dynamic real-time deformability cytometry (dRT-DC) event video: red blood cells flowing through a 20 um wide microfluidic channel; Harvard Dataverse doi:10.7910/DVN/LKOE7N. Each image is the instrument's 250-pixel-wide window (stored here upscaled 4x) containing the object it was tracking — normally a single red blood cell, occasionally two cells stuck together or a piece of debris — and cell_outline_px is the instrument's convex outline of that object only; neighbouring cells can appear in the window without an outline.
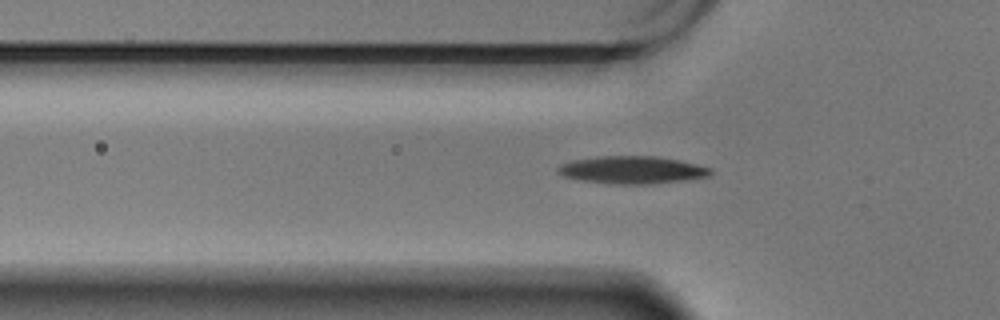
{"species": "Egyptian fruit bat (a non-hibernating species)", "species_latin": "Rousettus aegyptiacus", "temperature_condition": "warm", "stored_images_in_passage": 52, "camera_frame_rate_fps": 3000, "um_per_image_px": 0.085, "animal": {"sex": "male"}, "frame": {"image": 1, "passage_image": 19, "time_ms": 6.0, "image_size_px": [1000, 320], "cell_outline_px": [[712, 172], [708, 176], [688, 180], [652, 184], [612, 184], [580, 180], [564, 176], [556, 172], [556, 168], [560, 164], [572, 160], [600, 156], [656, 156], [696, 164], [712, 168]], "centroid_in_image_um": [53.71, 14.45], "position_along_channel_um": 72.1, "area_um2": 24.62}}
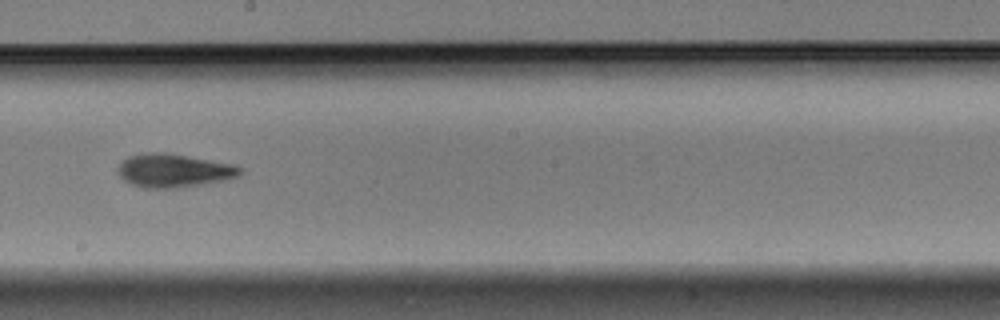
{"frame": {"image": 2, "passage_image": 33, "time_ms": 10.667, "image_size_px": [1000, 320], "cell_outline_px": [[244, 168], [240, 176], [224, 180], [204, 184], [180, 188], [140, 188], [124, 180], [116, 172], [116, 168], [128, 156], [152, 152], [164, 152], [236, 164]], "centroid_in_image_um": [14.8, 14.51], "position_along_channel_um": 233.4, "area_um2": 24.16}}
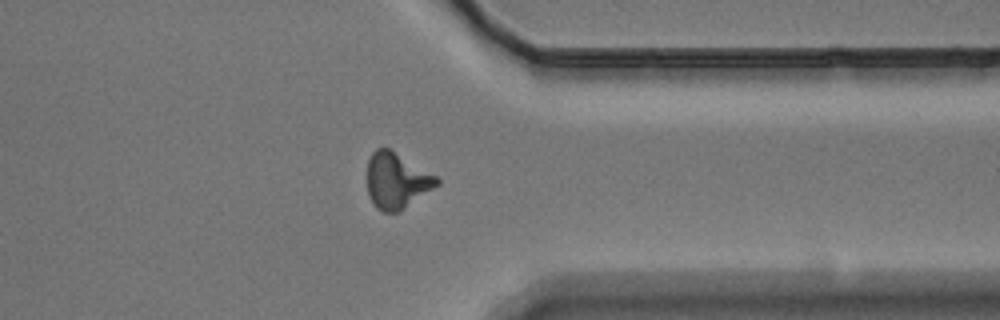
{"frame": {"image": 3, "passage_image": 46, "time_ms": 15.0, "image_size_px": [1000, 320], "cell_outline_px": [[440, 184], [400, 212], [384, 212], [376, 208], [368, 192], [368, 160], [372, 152], [376, 148], [388, 148], [436, 176], [440, 180]], "centroid_in_image_um": [33.72, 15.38], "position_along_channel_um": 377.7, "area_um2": 22.43}}